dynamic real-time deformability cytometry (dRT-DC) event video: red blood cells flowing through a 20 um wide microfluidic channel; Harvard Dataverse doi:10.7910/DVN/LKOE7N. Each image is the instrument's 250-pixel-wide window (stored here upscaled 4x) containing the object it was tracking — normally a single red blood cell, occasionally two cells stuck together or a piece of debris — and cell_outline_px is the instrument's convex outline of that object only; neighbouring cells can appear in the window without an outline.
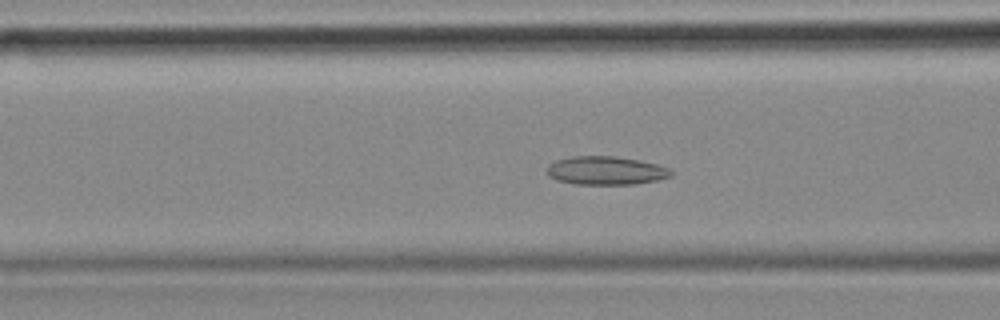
{"species": "common noctule bat (a hibernating species)", "species_latin": "Nyctalus noctula", "temperature_condition": "cold", "stored_images_in_passage": 47, "camera_frame_rate_fps": 3000, "um_per_image_px": 0.085, "animal": {"sex": "female", "body_mass_g": 18.4}, "frame": {"image": 1, "passage_image": 12, "time_ms": 3.667, "image_size_px": [1000, 320], "cell_outline_px": [[672, 176], [656, 180], [636, 184], [576, 184], [556, 180], [548, 176], [548, 164], [556, 160], [572, 156], [616, 156], [640, 160], [656, 164], [668, 168], [672, 172]], "centroid_in_image_um": [51.49, 14.49], "position_along_channel_um": 115.1, "area_um2": 20.58}}
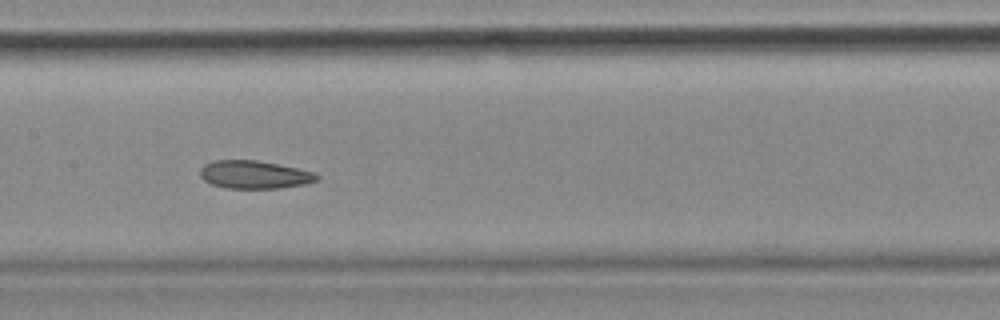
{"frame": {"image": 2, "passage_image": 18, "time_ms": 5.667, "image_size_px": [1000, 320], "cell_outline_px": [[320, 176], [316, 180], [304, 184], [280, 188], [224, 188], [212, 184], [204, 180], [200, 176], [200, 168], [204, 164], [216, 160], [256, 160], [296, 168], [312, 172]], "centroid_in_image_um": [21.57, 14.84], "position_along_channel_um": 185.8, "area_um2": 18.84}}
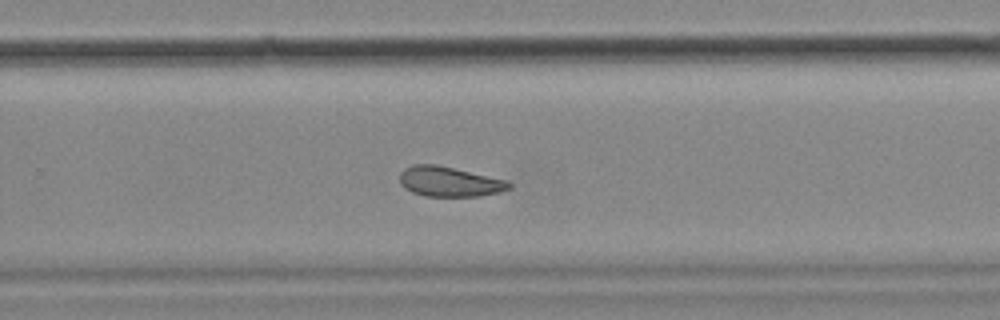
{"frame": {"image": 3, "passage_image": 27, "time_ms": 8.667, "image_size_px": [1000, 320], "cell_outline_px": [[512, 188], [500, 192], [480, 196], [424, 196], [412, 192], [404, 188], [400, 184], [400, 172], [404, 168], [412, 164], [436, 164], [508, 180], [512, 184]], "centroid_in_image_um": [38.2, 15.44], "position_along_channel_um": 291.6, "area_um2": 19.31}, "authors_computed_cell_mechanics": {"area_um2": 20.2878, "velocity_mm_per_s": 3.5376, "shape_relaxation_time_tau1_ms": null, "shape_relaxation_time_tau2_ms": 2.636, "deformation_change_tau1": null, "deformation_change_tau2": 0.0861}}